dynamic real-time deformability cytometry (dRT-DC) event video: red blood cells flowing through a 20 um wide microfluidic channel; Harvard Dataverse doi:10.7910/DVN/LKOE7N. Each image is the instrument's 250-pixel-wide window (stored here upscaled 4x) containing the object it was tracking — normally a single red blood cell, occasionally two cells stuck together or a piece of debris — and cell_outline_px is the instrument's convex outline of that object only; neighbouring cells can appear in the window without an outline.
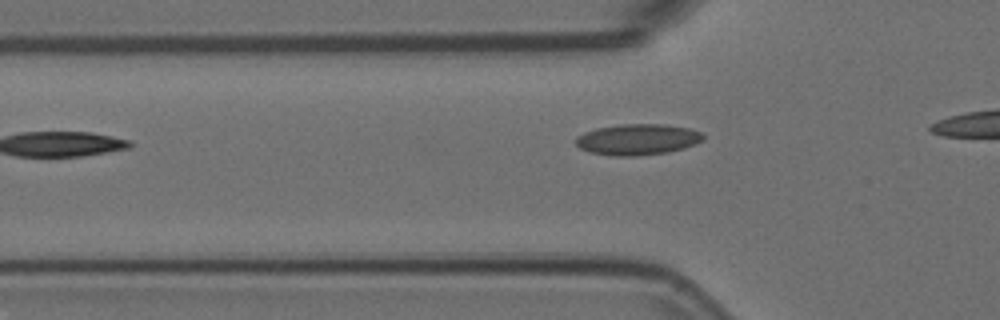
{"species": "Egyptian fruit bat (a non-hibernating species)", "species_latin": "Rousettus aegyptiacus", "temperature_condition": "room temperature", "stored_images_in_passage": 10, "camera_frame_rate_fps": 3000, "um_per_image_px": 0.085, "animal": {"sex": "female"}, "frame": {"image": 1, "passage_image": 4, "time_ms": 1.0, "image_size_px": [1000, 320], "cell_outline_px": [[704, 136], [696, 144], [684, 148], [668, 152], [636, 156], [612, 156], [588, 152], [580, 148], [576, 144], [576, 136], [584, 132], [596, 128], [620, 124], [664, 124], [688, 128], [700, 132]], "centroid_in_image_um": [54.15, 11.86], "position_along_channel_um": 71.6, "area_um2": 23.06}}
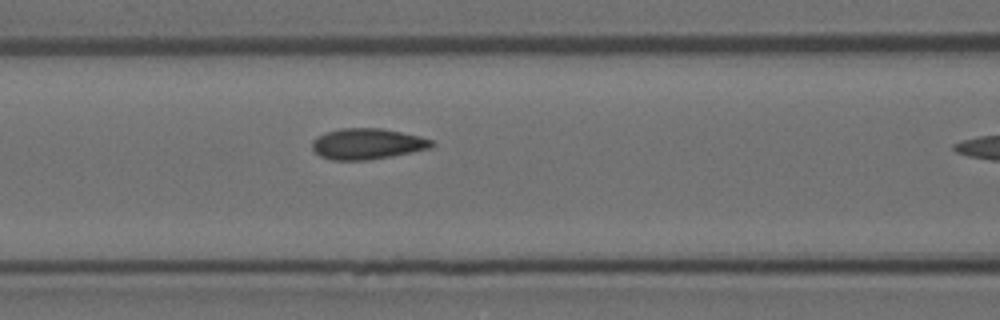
{"frame": {"image": 2, "passage_image": 9, "time_ms": 2.667, "image_size_px": [1000, 320], "cell_outline_px": [[436, 144], [432, 148], [392, 156], [368, 160], [332, 160], [320, 156], [312, 148], [312, 140], [316, 136], [340, 128], [384, 128], [420, 136], [432, 140]], "centroid_in_image_um": [31.24, 12.22], "position_along_channel_um": 135.4, "area_um2": 21.68}}